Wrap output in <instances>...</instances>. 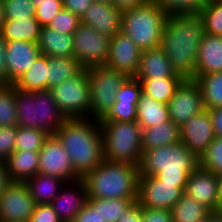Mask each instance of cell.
Masks as SVG:
<instances>
[{"mask_svg": "<svg viewBox=\"0 0 222 222\" xmlns=\"http://www.w3.org/2000/svg\"><path fill=\"white\" fill-rule=\"evenodd\" d=\"M203 34L204 23L200 13H177L166 17L160 47L175 73L184 79H194Z\"/></svg>", "mask_w": 222, "mask_h": 222, "instance_id": "1", "label": "cell"}, {"mask_svg": "<svg viewBox=\"0 0 222 222\" xmlns=\"http://www.w3.org/2000/svg\"><path fill=\"white\" fill-rule=\"evenodd\" d=\"M55 135L81 178L104 160L100 120L66 118Z\"/></svg>", "mask_w": 222, "mask_h": 222, "instance_id": "2", "label": "cell"}, {"mask_svg": "<svg viewBox=\"0 0 222 222\" xmlns=\"http://www.w3.org/2000/svg\"><path fill=\"white\" fill-rule=\"evenodd\" d=\"M139 165L103 160L82 180L87 198H137Z\"/></svg>", "mask_w": 222, "mask_h": 222, "instance_id": "3", "label": "cell"}, {"mask_svg": "<svg viewBox=\"0 0 222 222\" xmlns=\"http://www.w3.org/2000/svg\"><path fill=\"white\" fill-rule=\"evenodd\" d=\"M199 166V158L182 142L143 150L140 175L155 176L164 183L186 184Z\"/></svg>", "mask_w": 222, "mask_h": 222, "instance_id": "4", "label": "cell"}, {"mask_svg": "<svg viewBox=\"0 0 222 222\" xmlns=\"http://www.w3.org/2000/svg\"><path fill=\"white\" fill-rule=\"evenodd\" d=\"M15 101L17 126L36 128L55 135L66 119L49 89L31 93L15 88Z\"/></svg>", "mask_w": 222, "mask_h": 222, "instance_id": "5", "label": "cell"}, {"mask_svg": "<svg viewBox=\"0 0 222 222\" xmlns=\"http://www.w3.org/2000/svg\"><path fill=\"white\" fill-rule=\"evenodd\" d=\"M104 160L140 165L142 128L136 122L100 121Z\"/></svg>", "mask_w": 222, "mask_h": 222, "instance_id": "6", "label": "cell"}, {"mask_svg": "<svg viewBox=\"0 0 222 222\" xmlns=\"http://www.w3.org/2000/svg\"><path fill=\"white\" fill-rule=\"evenodd\" d=\"M168 15L153 0L142 6L122 12L121 32L142 51L157 48Z\"/></svg>", "mask_w": 222, "mask_h": 222, "instance_id": "7", "label": "cell"}, {"mask_svg": "<svg viewBox=\"0 0 222 222\" xmlns=\"http://www.w3.org/2000/svg\"><path fill=\"white\" fill-rule=\"evenodd\" d=\"M87 71L91 103L89 118L102 120L111 110L119 88L128 77L106 66L87 68Z\"/></svg>", "mask_w": 222, "mask_h": 222, "instance_id": "8", "label": "cell"}, {"mask_svg": "<svg viewBox=\"0 0 222 222\" xmlns=\"http://www.w3.org/2000/svg\"><path fill=\"white\" fill-rule=\"evenodd\" d=\"M65 118H89L91 109L87 69L49 89Z\"/></svg>", "mask_w": 222, "mask_h": 222, "instance_id": "9", "label": "cell"}, {"mask_svg": "<svg viewBox=\"0 0 222 222\" xmlns=\"http://www.w3.org/2000/svg\"><path fill=\"white\" fill-rule=\"evenodd\" d=\"M72 37L74 57L83 68L106 66L111 37L82 23L72 33Z\"/></svg>", "mask_w": 222, "mask_h": 222, "instance_id": "10", "label": "cell"}, {"mask_svg": "<svg viewBox=\"0 0 222 222\" xmlns=\"http://www.w3.org/2000/svg\"><path fill=\"white\" fill-rule=\"evenodd\" d=\"M185 187L186 184H169L155 176L139 175L137 202L142 207L171 210Z\"/></svg>", "mask_w": 222, "mask_h": 222, "instance_id": "11", "label": "cell"}, {"mask_svg": "<svg viewBox=\"0 0 222 222\" xmlns=\"http://www.w3.org/2000/svg\"><path fill=\"white\" fill-rule=\"evenodd\" d=\"M35 206L27 184L11 181L0 196V222H29Z\"/></svg>", "mask_w": 222, "mask_h": 222, "instance_id": "12", "label": "cell"}, {"mask_svg": "<svg viewBox=\"0 0 222 222\" xmlns=\"http://www.w3.org/2000/svg\"><path fill=\"white\" fill-rule=\"evenodd\" d=\"M38 173L75 182L82 179L72 166L70 156L56 135H50L39 150Z\"/></svg>", "mask_w": 222, "mask_h": 222, "instance_id": "13", "label": "cell"}, {"mask_svg": "<svg viewBox=\"0 0 222 222\" xmlns=\"http://www.w3.org/2000/svg\"><path fill=\"white\" fill-rule=\"evenodd\" d=\"M170 119L179 127L205 110L201 90L193 79H185L167 103Z\"/></svg>", "mask_w": 222, "mask_h": 222, "instance_id": "14", "label": "cell"}, {"mask_svg": "<svg viewBox=\"0 0 222 222\" xmlns=\"http://www.w3.org/2000/svg\"><path fill=\"white\" fill-rule=\"evenodd\" d=\"M142 50L122 32L116 33L110 39L109 60L106 67L135 78Z\"/></svg>", "mask_w": 222, "mask_h": 222, "instance_id": "15", "label": "cell"}, {"mask_svg": "<svg viewBox=\"0 0 222 222\" xmlns=\"http://www.w3.org/2000/svg\"><path fill=\"white\" fill-rule=\"evenodd\" d=\"M184 194L204 205L210 212H219L217 175L198 166L188 176Z\"/></svg>", "mask_w": 222, "mask_h": 222, "instance_id": "16", "label": "cell"}, {"mask_svg": "<svg viewBox=\"0 0 222 222\" xmlns=\"http://www.w3.org/2000/svg\"><path fill=\"white\" fill-rule=\"evenodd\" d=\"M180 130L181 142L198 158L215 138L211 114L206 109L190 117Z\"/></svg>", "mask_w": 222, "mask_h": 222, "instance_id": "17", "label": "cell"}, {"mask_svg": "<svg viewBox=\"0 0 222 222\" xmlns=\"http://www.w3.org/2000/svg\"><path fill=\"white\" fill-rule=\"evenodd\" d=\"M41 54L37 42L6 41L7 84H14Z\"/></svg>", "mask_w": 222, "mask_h": 222, "instance_id": "18", "label": "cell"}, {"mask_svg": "<svg viewBox=\"0 0 222 222\" xmlns=\"http://www.w3.org/2000/svg\"><path fill=\"white\" fill-rule=\"evenodd\" d=\"M86 202V185L80 179L75 182L66 183L59 194L53 199L51 205L62 222H73Z\"/></svg>", "mask_w": 222, "mask_h": 222, "instance_id": "19", "label": "cell"}, {"mask_svg": "<svg viewBox=\"0 0 222 222\" xmlns=\"http://www.w3.org/2000/svg\"><path fill=\"white\" fill-rule=\"evenodd\" d=\"M122 12L112 3L94 1L86 14L82 17L81 23L92 27L101 34L113 37L121 32Z\"/></svg>", "mask_w": 222, "mask_h": 222, "instance_id": "20", "label": "cell"}, {"mask_svg": "<svg viewBox=\"0 0 222 222\" xmlns=\"http://www.w3.org/2000/svg\"><path fill=\"white\" fill-rule=\"evenodd\" d=\"M161 78L183 77L175 73L167 55L160 46L142 51L135 79Z\"/></svg>", "mask_w": 222, "mask_h": 222, "instance_id": "21", "label": "cell"}, {"mask_svg": "<svg viewBox=\"0 0 222 222\" xmlns=\"http://www.w3.org/2000/svg\"><path fill=\"white\" fill-rule=\"evenodd\" d=\"M222 71V36L204 33L198 48L196 73L194 78L201 75Z\"/></svg>", "mask_w": 222, "mask_h": 222, "instance_id": "22", "label": "cell"}, {"mask_svg": "<svg viewBox=\"0 0 222 222\" xmlns=\"http://www.w3.org/2000/svg\"><path fill=\"white\" fill-rule=\"evenodd\" d=\"M41 54L48 57H73L72 34L60 33L57 30L43 26L38 39Z\"/></svg>", "mask_w": 222, "mask_h": 222, "instance_id": "23", "label": "cell"}, {"mask_svg": "<svg viewBox=\"0 0 222 222\" xmlns=\"http://www.w3.org/2000/svg\"><path fill=\"white\" fill-rule=\"evenodd\" d=\"M5 165L10 181L25 182L38 173L39 151H14Z\"/></svg>", "mask_w": 222, "mask_h": 222, "instance_id": "24", "label": "cell"}, {"mask_svg": "<svg viewBox=\"0 0 222 222\" xmlns=\"http://www.w3.org/2000/svg\"><path fill=\"white\" fill-rule=\"evenodd\" d=\"M181 142V130L171 119L142 129V149L150 150Z\"/></svg>", "mask_w": 222, "mask_h": 222, "instance_id": "25", "label": "cell"}, {"mask_svg": "<svg viewBox=\"0 0 222 222\" xmlns=\"http://www.w3.org/2000/svg\"><path fill=\"white\" fill-rule=\"evenodd\" d=\"M25 183L36 205H39L51 204L63 188L62 186L68 182L62 178L37 173Z\"/></svg>", "mask_w": 222, "mask_h": 222, "instance_id": "26", "label": "cell"}, {"mask_svg": "<svg viewBox=\"0 0 222 222\" xmlns=\"http://www.w3.org/2000/svg\"><path fill=\"white\" fill-rule=\"evenodd\" d=\"M48 56L40 54L28 67L27 71L13 84L17 89L26 92H40L47 90Z\"/></svg>", "mask_w": 222, "mask_h": 222, "instance_id": "27", "label": "cell"}, {"mask_svg": "<svg viewBox=\"0 0 222 222\" xmlns=\"http://www.w3.org/2000/svg\"><path fill=\"white\" fill-rule=\"evenodd\" d=\"M42 26L35 17L25 19H5L1 35L5 41H30L38 42Z\"/></svg>", "mask_w": 222, "mask_h": 222, "instance_id": "28", "label": "cell"}, {"mask_svg": "<svg viewBox=\"0 0 222 222\" xmlns=\"http://www.w3.org/2000/svg\"><path fill=\"white\" fill-rule=\"evenodd\" d=\"M170 120L167 104L158 102L150 96L141 93L137 105L136 122L142 129Z\"/></svg>", "mask_w": 222, "mask_h": 222, "instance_id": "29", "label": "cell"}, {"mask_svg": "<svg viewBox=\"0 0 222 222\" xmlns=\"http://www.w3.org/2000/svg\"><path fill=\"white\" fill-rule=\"evenodd\" d=\"M83 67L73 57H48L47 90L77 75Z\"/></svg>", "mask_w": 222, "mask_h": 222, "instance_id": "30", "label": "cell"}, {"mask_svg": "<svg viewBox=\"0 0 222 222\" xmlns=\"http://www.w3.org/2000/svg\"><path fill=\"white\" fill-rule=\"evenodd\" d=\"M141 83L142 93L154 100L167 104L175 94L184 78L137 79Z\"/></svg>", "mask_w": 222, "mask_h": 222, "instance_id": "31", "label": "cell"}, {"mask_svg": "<svg viewBox=\"0 0 222 222\" xmlns=\"http://www.w3.org/2000/svg\"><path fill=\"white\" fill-rule=\"evenodd\" d=\"M198 84L206 110L222 106V71L194 78Z\"/></svg>", "mask_w": 222, "mask_h": 222, "instance_id": "32", "label": "cell"}, {"mask_svg": "<svg viewBox=\"0 0 222 222\" xmlns=\"http://www.w3.org/2000/svg\"><path fill=\"white\" fill-rule=\"evenodd\" d=\"M87 201L99 211L106 222H118L124 211L137 201V198H87Z\"/></svg>", "mask_w": 222, "mask_h": 222, "instance_id": "33", "label": "cell"}, {"mask_svg": "<svg viewBox=\"0 0 222 222\" xmlns=\"http://www.w3.org/2000/svg\"><path fill=\"white\" fill-rule=\"evenodd\" d=\"M209 213L210 211L204 205L186 194H183L171 209L173 222H196Z\"/></svg>", "mask_w": 222, "mask_h": 222, "instance_id": "34", "label": "cell"}, {"mask_svg": "<svg viewBox=\"0 0 222 222\" xmlns=\"http://www.w3.org/2000/svg\"><path fill=\"white\" fill-rule=\"evenodd\" d=\"M0 126H17V108L13 84H0Z\"/></svg>", "mask_w": 222, "mask_h": 222, "instance_id": "35", "label": "cell"}, {"mask_svg": "<svg viewBox=\"0 0 222 222\" xmlns=\"http://www.w3.org/2000/svg\"><path fill=\"white\" fill-rule=\"evenodd\" d=\"M49 136L44 130L17 126L14 151H39Z\"/></svg>", "mask_w": 222, "mask_h": 222, "instance_id": "36", "label": "cell"}, {"mask_svg": "<svg viewBox=\"0 0 222 222\" xmlns=\"http://www.w3.org/2000/svg\"><path fill=\"white\" fill-rule=\"evenodd\" d=\"M204 33L222 36V0H210L201 10Z\"/></svg>", "mask_w": 222, "mask_h": 222, "instance_id": "37", "label": "cell"}, {"mask_svg": "<svg viewBox=\"0 0 222 222\" xmlns=\"http://www.w3.org/2000/svg\"><path fill=\"white\" fill-rule=\"evenodd\" d=\"M199 166L216 175L222 173V137L215 136L208 149L200 156Z\"/></svg>", "mask_w": 222, "mask_h": 222, "instance_id": "38", "label": "cell"}, {"mask_svg": "<svg viewBox=\"0 0 222 222\" xmlns=\"http://www.w3.org/2000/svg\"><path fill=\"white\" fill-rule=\"evenodd\" d=\"M167 15L200 13L210 0H153Z\"/></svg>", "mask_w": 222, "mask_h": 222, "instance_id": "39", "label": "cell"}, {"mask_svg": "<svg viewBox=\"0 0 222 222\" xmlns=\"http://www.w3.org/2000/svg\"><path fill=\"white\" fill-rule=\"evenodd\" d=\"M4 19L35 17L36 7L32 0H2Z\"/></svg>", "mask_w": 222, "mask_h": 222, "instance_id": "40", "label": "cell"}, {"mask_svg": "<svg viewBox=\"0 0 222 222\" xmlns=\"http://www.w3.org/2000/svg\"><path fill=\"white\" fill-rule=\"evenodd\" d=\"M137 105L138 101L115 100L109 113L100 121H136Z\"/></svg>", "mask_w": 222, "mask_h": 222, "instance_id": "41", "label": "cell"}, {"mask_svg": "<svg viewBox=\"0 0 222 222\" xmlns=\"http://www.w3.org/2000/svg\"><path fill=\"white\" fill-rule=\"evenodd\" d=\"M81 24V19L71 11L62 8L47 27L60 33L72 34Z\"/></svg>", "mask_w": 222, "mask_h": 222, "instance_id": "42", "label": "cell"}, {"mask_svg": "<svg viewBox=\"0 0 222 222\" xmlns=\"http://www.w3.org/2000/svg\"><path fill=\"white\" fill-rule=\"evenodd\" d=\"M36 7L35 18L39 24L48 26L52 19L59 13L63 8V0H53L46 2H33Z\"/></svg>", "mask_w": 222, "mask_h": 222, "instance_id": "43", "label": "cell"}, {"mask_svg": "<svg viewBox=\"0 0 222 222\" xmlns=\"http://www.w3.org/2000/svg\"><path fill=\"white\" fill-rule=\"evenodd\" d=\"M17 126H0V161L5 162L15 149Z\"/></svg>", "mask_w": 222, "mask_h": 222, "instance_id": "44", "label": "cell"}, {"mask_svg": "<svg viewBox=\"0 0 222 222\" xmlns=\"http://www.w3.org/2000/svg\"><path fill=\"white\" fill-rule=\"evenodd\" d=\"M142 87L139 80L128 78L119 88L115 100L139 101Z\"/></svg>", "mask_w": 222, "mask_h": 222, "instance_id": "45", "label": "cell"}, {"mask_svg": "<svg viewBox=\"0 0 222 222\" xmlns=\"http://www.w3.org/2000/svg\"><path fill=\"white\" fill-rule=\"evenodd\" d=\"M29 222H62L51 204L35 206Z\"/></svg>", "mask_w": 222, "mask_h": 222, "instance_id": "46", "label": "cell"}, {"mask_svg": "<svg viewBox=\"0 0 222 222\" xmlns=\"http://www.w3.org/2000/svg\"><path fill=\"white\" fill-rule=\"evenodd\" d=\"M143 222H173L171 210L143 207Z\"/></svg>", "mask_w": 222, "mask_h": 222, "instance_id": "47", "label": "cell"}, {"mask_svg": "<svg viewBox=\"0 0 222 222\" xmlns=\"http://www.w3.org/2000/svg\"><path fill=\"white\" fill-rule=\"evenodd\" d=\"M73 222H106L100 215L98 210L87 201L84 207L76 215Z\"/></svg>", "mask_w": 222, "mask_h": 222, "instance_id": "48", "label": "cell"}, {"mask_svg": "<svg viewBox=\"0 0 222 222\" xmlns=\"http://www.w3.org/2000/svg\"><path fill=\"white\" fill-rule=\"evenodd\" d=\"M93 2L94 0H63V8L82 19Z\"/></svg>", "mask_w": 222, "mask_h": 222, "instance_id": "49", "label": "cell"}, {"mask_svg": "<svg viewBox=\"0 0 222 222\" xmlns=\"http://www.w3.org/2000/svg\"><path fill=\"white\" fill-rule=\"evenodd\" d=\"M118 222H143V207L137 201L133 202Z\"/></svg>", "mask_w": 222, "mask_h": 222, "instance_id": "50", "label": "cell"}, {"mask_svg": "<svg viewBox=\"0 0 222 222\" xmlns=\"http://www.w3.org/2000/svg\"><path fill=\"white\" fill-rule=\"evenodd\" d=\"M215 136L222 137V106L209 110Z\"/></svg>", "mask_w": 222, "mask_h": 222, "instance_id": "51", "label": "cell"}, {"mask_svg": "<svg viewBox=\"0 0 222 222\" xmlns=\"http://www.w3.org/2000/svg\"><path fill=\"white\" fill-rule=\"evenodd\" d=\"M6 41L0 33V84H7V70L5 62Z\"/></svg>", "mask_w": 222, "mask_h": 222, "instance_id": "52", "label": "cell"}, {"mask_svg": "<svg viewBox=\"0 0 222 222\" xmlns=\"http://www.w3.org/2000/svg\"><path fill=\"white\" fill-rule=\"evenodd\" d=\"M148 0H111V3L121 12L130 10L145 4Z\"/></svg>", "mask_w": 222, "mask_h": 222, "instance_id": "53", "label": "cell"}, {"mask_svg": "<svg viewBox=\"0 0 222 222\" xmlns=\"http://www.w3.org/2000/svg\"><path fill=\"white\" fill-rule=\"evenodd\" d=\"M10 179L6 170L5 162L0 161V196L5 187L10 183Z\"/></svg>", "mask_w": 222, "mask_h": 222, "instance_id": "54", "label": "cell"}, {"mask_svg": "<svg viewBox=\"0 0 222 222\" xmlns=\"http://www.w3.org/2000/svg\"><path fill=\"white\" fill-rule=\"evenodd\" d=\"M196 222H222V214L221 212H210L204 218L196 221Z\"/></svg>", "mask_w": 222, "mask_h": 222, "instance_id": "55", "label": "cell"}, {"mask_svg": "<svg viewBox=\"0 0 222 222\" xmlns=\"http://www.w3.org/2000/svg\"><path fill=\"white\" fill-rule=\"evenodd\" d=\"M220 211L222 209V173L217 175Z\"/></svg>", "mask_w": 222, "mask_h": 222, "instance_id": "56", "label": "cell"}, {"mask_svg": "<svg viewBox=\"0 0 222 222\" xmlns=\"http://www.w3.org/2000/svg\"><path fill=\"white\" fill-rule=\"evenodd\" d=\"M4 12H3V6H2V0H0V33H1V29L4 23Z\"/></svg>", "mask_w": 222, "mask_h": 222, "instance_id": "57", "label": "cell"}, {"mask_svg": "<svg viewBox=\"0 0 222 222\" xmlns=\"http://www.w3.org/2000/svg\"><path fill=\"white\" fill-rule=\"evenodd\" d=\"M33 2H46V1H53V0H32Z\"/></svg>", "mask_w": 222, "mask_h": 222, "instance_id": "58", "label": "cell"}, {"mask_svg": "<svg viewBox=\"0 0 222 222\" xmlns=\"http://www.w3.org/2000/svg\"><path fill=\"white\" fill-rule=\"evenodd\" d=\"M94 1L109 2V3H111V0H94Z\"/></svg>", "mask_w": 222, "mask_h": 222, "instance_id": "59", "label": "cell"}]
</instances>
